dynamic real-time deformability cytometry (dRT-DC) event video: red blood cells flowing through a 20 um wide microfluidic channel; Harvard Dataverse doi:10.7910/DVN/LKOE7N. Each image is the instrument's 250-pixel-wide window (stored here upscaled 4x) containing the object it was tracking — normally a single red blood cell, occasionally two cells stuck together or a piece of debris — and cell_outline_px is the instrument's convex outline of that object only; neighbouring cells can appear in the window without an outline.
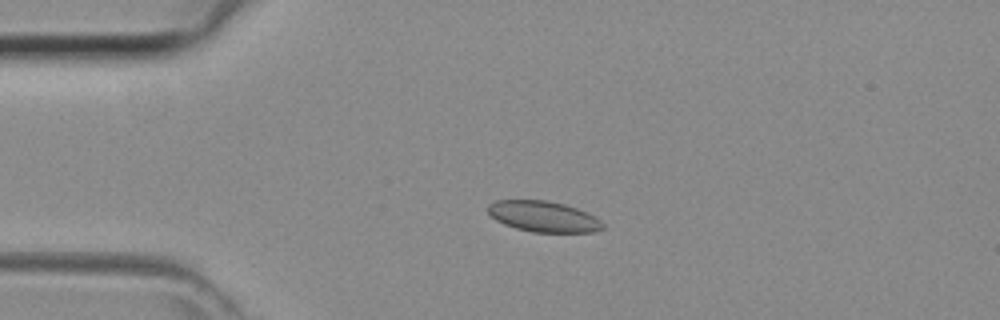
{"species": "common noctule bat (a hibernating species)", "species_latin": "Nyctalus noctula", "temperature_condition": "room temperature", "stored_images_in_passage": 35, "camera_frame_rate_fps": 3000, "um_per_image_px": 0.085, "animal": {"sex": "female", "body_mass_g": 29.2, "forearm_length_mm": 56.3}, "frame": {"image": 1, "passage_image": 1, "time_ms": 0.0, "image_size_px": [1000, 320], "cell_outline_px": [[604, 228], [596, 232], [532, 232], [516, 228], [504, 224], [496, 220], [488, 212], [488, 204], [496, 200], [548, 200], [564, 204], [576, 208], [596, 216], [604, 224]], "centroid_in_image_um": [46.21, 18.4], "position_along_channel_um": 38.8, "area_um2": 20.69}}
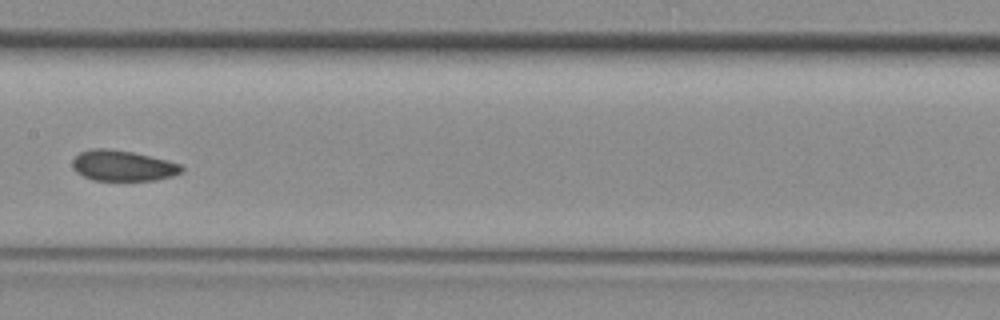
{"frame": {"image": 2, "passage_image": 13, "time_ms": 4.0, "image_size_px": [1000, 320], "cell_outline_px": [[184, 172], [172, 176], [152, 180], [92, 180], [76, 172], [72, 164], [72, 160], [80, 152], [92, 148], [108, 148], [132, 152], [168, 160], [180, 164], [184, 168]], "centroid_in_image_um": [10.44, 14.08], "position_along_channel_um": 197.0, "area_um2": 19.48}}
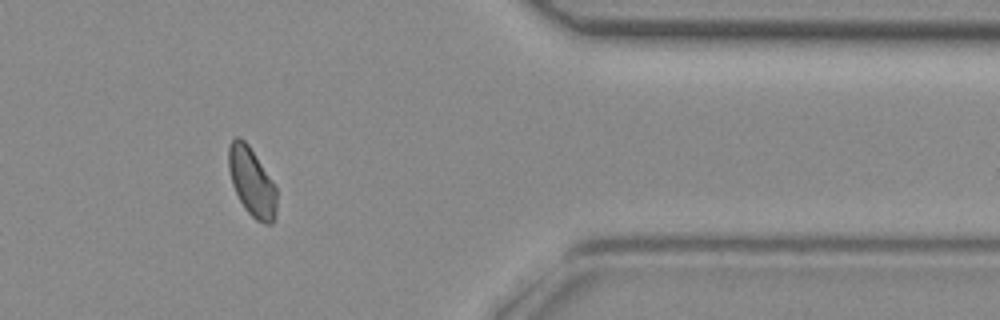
{"frame": {"image": 3, "passage_image": 27, "time_ms": 8.667, "image_size_px": [1000, 320], "cell_outline_px": [[276, 216], [272, 224], [264, 224], [256, 220], [244, 208], [232, 184], [228, 168], [228, 148], [232, 140], [236, 136], [240, 136], [248, 144], [276, 188]], "centroid_in_image_um": [21.39, 15.48], "position_along_channel_um": 390.0, "area_um2": 19.02}}